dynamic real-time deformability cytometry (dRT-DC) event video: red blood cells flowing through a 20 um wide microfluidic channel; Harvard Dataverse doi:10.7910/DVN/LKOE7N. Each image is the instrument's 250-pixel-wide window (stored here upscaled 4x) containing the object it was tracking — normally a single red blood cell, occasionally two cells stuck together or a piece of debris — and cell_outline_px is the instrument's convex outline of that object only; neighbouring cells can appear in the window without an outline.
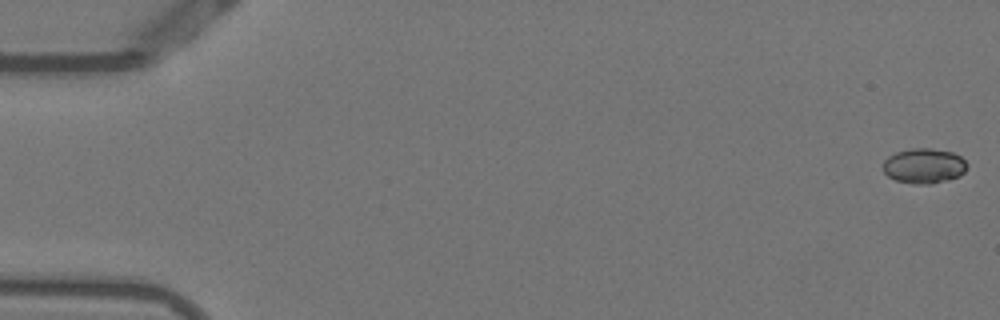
{"species": "Egyptian fruit bat (a non-hibernating species)", "species_latin": "Rousettus aegyptiacus", "temperature_condition": "warm", "stored_images_in_passage": 6, "camera_frame_rate_fps": 3000, "um_per_image_px": 0.085, "animal": {"sex": "female"}, "frame": {"image": 1, "passage_image": 1, "time_ms": 0.0, "image_size_px": [1000, 320], "cell_outline_px": [[968, 168], [960, 176], [948, 180], [932, 184], [916, 184], [896, 180], [888, 176], [884, 172], [884, 160], [888, 156], [896, 152], [912, 148], [928, 148], [952, 152], [960, 156], [968, 164]], "centroid_in_image_um": [78.57, 14.1], "position_along_channel_um": 6.4, "area_um2": 17.22}}